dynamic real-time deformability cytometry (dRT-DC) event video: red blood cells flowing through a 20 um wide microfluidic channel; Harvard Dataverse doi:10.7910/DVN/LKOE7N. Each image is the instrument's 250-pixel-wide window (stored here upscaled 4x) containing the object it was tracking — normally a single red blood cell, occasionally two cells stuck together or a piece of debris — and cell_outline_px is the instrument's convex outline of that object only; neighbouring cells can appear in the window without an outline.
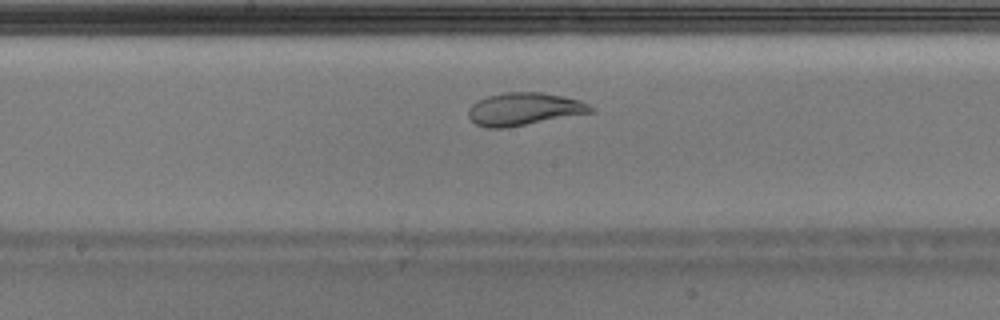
{"species": "Egyptian fruit bat (a non-hibernating species)", "species_latin": "Rousettus aegyptiacus", "temperature_condition": "warm", "stored_images_in_passage": 46, "camera_frame_rate_fps": 3000, "um_per_image_px": 0.085, "animal": {"sex": "male"}, "frame": {"image": 1, "passage_image": 22, "time_ms": 7.0, "image_size_px": [1000, 320], "cell_outline_px": [[596, 108], [592, 112], [504, 128], [488, 128], [476, 124], [468, 116], [468, 108], [476, 100], [488, 96], [504, 92], [544, 92], [564, 96], [580, 100]], "centroid_in_image_um": [44.53, 9.25], "position_along_channel_um": 203.7, "area_um2": 23.24}}
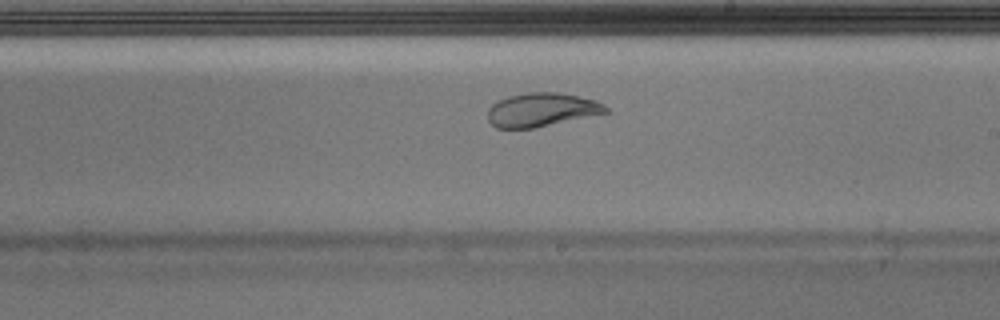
{"frame": {"image": 2, "passage_image": 25, "time_ms": 8.0, "image_size_px": [1000, 320], "cell_outline_px": [[608, 112], [532, 128], [496, 128], [488, 120], [488, 108], [492, 104], [508, 96], [528, 92], [560, 92], [580, 96], [596, 100], [604, 104], [608, 108]], "centroid_in_image_um": [46.03, 9.31], "position_along_channel_um": 243.0, "area_um2": 23.0}}
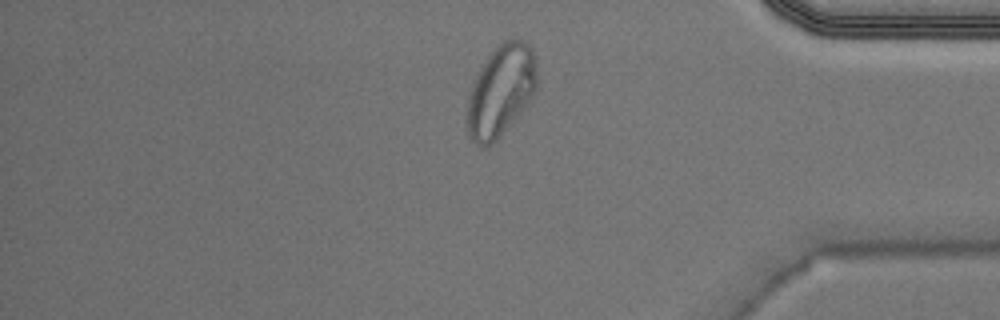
{"frame": {"image": 3, "passage_image": 38, "time_ms": 12.333, "image_size_px": [1000, 320], "cell_outline_px": [[536, 88], [520, 112], [500, 136], [492, 144], [476, 144], [468, 136], [464, 120], [464, 112], [468, 96], [472, 84], [484, 60], [504, 40], [520, 40], [528, 44], [532, 48], [536, 56]], "centroid_in_image_um": [42.51, 7.72], "position_along_channel_um": 392.7, "area_um2": 37.05}, "authors_computed_cell_mechanics": {"area_um2": 24.6228, "velocity_mm_per_s": 3.9458, "shape_relaxation_time_tau1_ms": 8.7127, "shape_relaxation_time_tau2_ms": null, "deformation_change_tau1": 0.2785, "deformation_change_tau2": null}}